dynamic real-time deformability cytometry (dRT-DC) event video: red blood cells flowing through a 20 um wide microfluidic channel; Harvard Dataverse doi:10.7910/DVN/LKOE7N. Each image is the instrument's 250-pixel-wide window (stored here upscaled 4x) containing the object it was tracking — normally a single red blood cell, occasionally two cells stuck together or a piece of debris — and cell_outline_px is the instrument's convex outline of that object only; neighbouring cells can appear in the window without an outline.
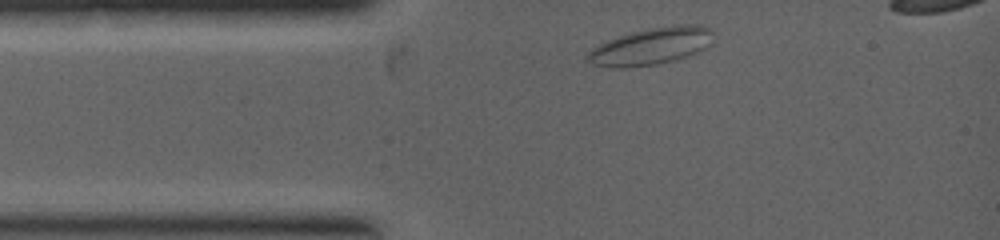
{"species": "common noctule bat (a hibernating species)", "species_latin": "Nyctalus noctula", "temperature_condition": "warm", "stored_images_in_passage": 6, "camera_frame_rate_fps": 5000, "um_per_image_px": 0.085, "animal": {"sex": "female", "body_mass_g": 19.0, "forearm_length_mm": 53.3}, "frame": {"image": 1, "passage_image": 1, "time_ms": 0.0, "image_size_px": [1000, 240], "cell_outline_px": [[712, 32], [708, 44], [704, 48], [696, 52], [672, 60], [656, 64], [624, 68], [616, 68], [596, 64], [588, 60], [588, 52], [592, 48], [608, 40], [632, 32], [648, 28], [676, 24], [696, 24], [712, 28]], "centroid_in_image_um": [55.35, 3.91], "position_along_channel_um": 29.7, "area_um2": 26.53}}
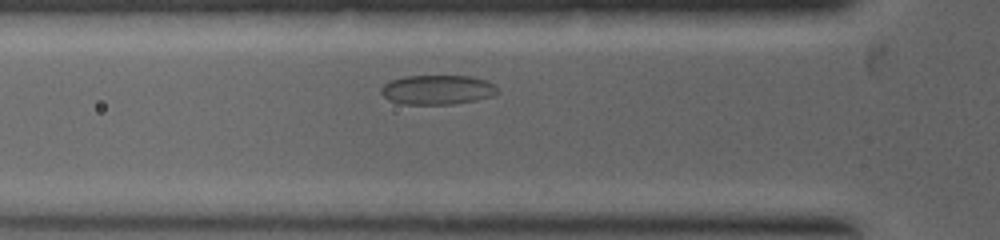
{"frame": {"image": 2, "passage_image": 4, "time_ms": 1.2, "image_size_px": [1000, 240], "cell_outline_px": [[500, 92], [492, 96], [476, 100], [452, 104], [400, 104], [388, 100], [380, 92], [380, 88], [388, 80], [404, 76], [472, 76], [488, 80]], "centroid_in_image_um": [37.15, 7.62], "position_along_channel_um": 88.7, "area_um2": 20.23}}
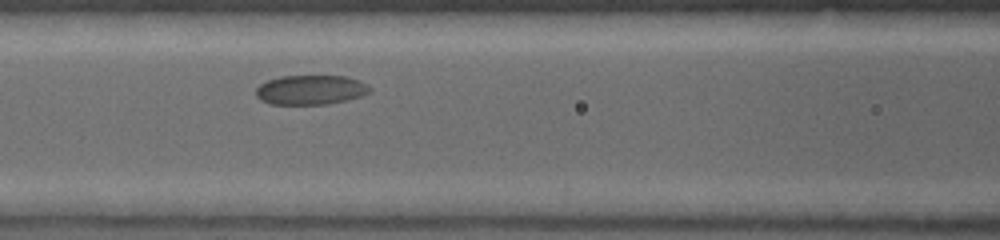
{"frame": {"image": 3, "passage_image": 6, "time_ms": 2.0, "image_size_px": [1000, 240], "cell_outline_px": [[372, 92], [348, 100], [328, 104], [268, 104], [260, 100], [256, 96], [256, 88], [260, 84], [268, 80], [280, 76], [344, 76], [360, 80], [368, 84], [372, 88]], "centroid_in_image_um": [26.43, 7.64], "position_along_channel_um": 140.2, "area_um2": 19.83}}